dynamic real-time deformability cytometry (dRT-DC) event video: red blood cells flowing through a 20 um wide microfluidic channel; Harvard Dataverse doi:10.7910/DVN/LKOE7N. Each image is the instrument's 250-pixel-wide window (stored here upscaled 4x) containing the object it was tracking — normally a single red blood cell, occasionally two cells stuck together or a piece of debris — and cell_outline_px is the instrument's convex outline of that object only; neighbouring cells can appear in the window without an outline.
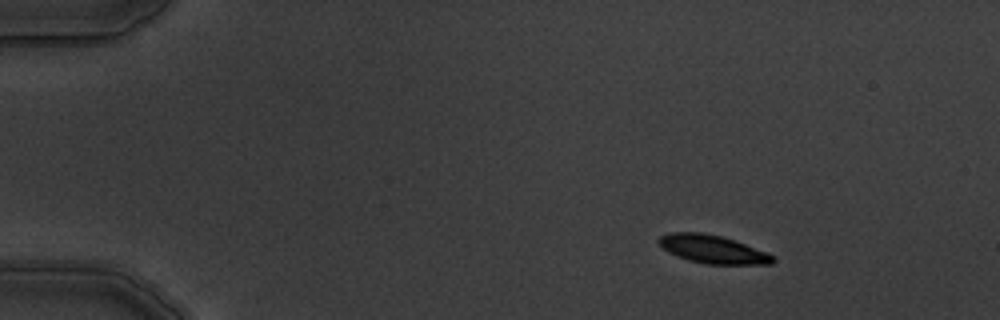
{"species": "common noctule bat (a hibernating species)", "species_latin": "Nyctalus noctula", "temperature_condition": "warm", "stored_images_in_passage": 7, "camera_frame_rate_fps": 3000, "um_per_image_px": 0.085, "animal": {"sex": "male", "body_mass_g": 19.5, "forearm_length_mm": 54.6}, "frame": {"image": 1, "passage_image": 1, "time_ms": 0.0, "image_size_px": [1000, 320], "cell_outline_px": [[776, 260], [772, 264], [708, 264], [688, 260], [668, 252], [656, 240], [660, 236], [668, 232], [704, 232], [724, 236], [736, 240], [768, 252]], "centroid_in_image_um": [60.59, 21.17], "position_along_channel_um": 24.4, "area_um2": 18.96}}
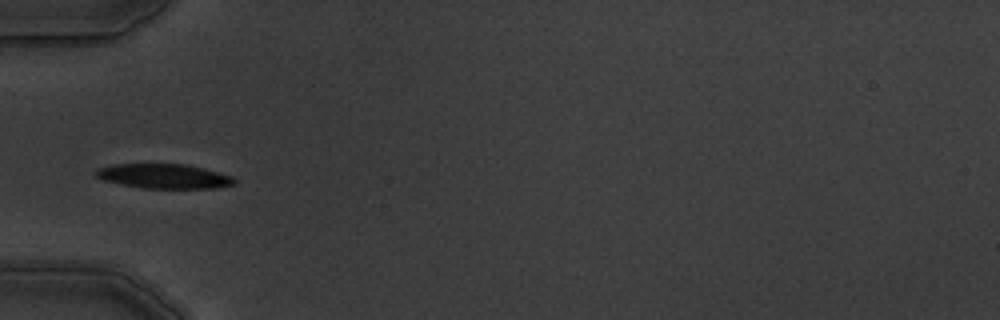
{"frame": {"image": 2, "passage_image": 4, "time_ms": 3.667, "image_size_px": [1000, 320], "cell_outline_px": [[236, 184], [216, 188], [140, 188], [100, 180], [96, 176], [96, 168], [112, 164], [188, 164], [204, 168], [232, 176], [236, 180]], "centroid_in_image_um": [13.92, 14.97], "position_along_channel_um": 71.1, "area_um2": 20.06}}
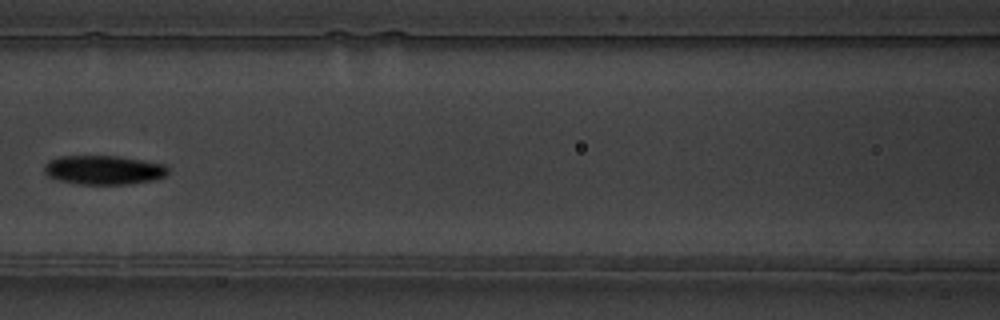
{"frame": {"image": 3, "passage_image": 6, "time_ms": 6.0, "image_size_px": [1000, 320], "cell_outline_px": [[168, 172], [164, 176], [152, 180], [128, 184], [80, 184], [60, 180], [48, 176], [44, 172], [44, 164], [48, 160], [60, 156], [120, 156], [164, 164], [168, 168]], "centroid_in_image_um": [8.79, 14.44], "position_along_channel_um": 157.8, "area_um2": 20.92}}